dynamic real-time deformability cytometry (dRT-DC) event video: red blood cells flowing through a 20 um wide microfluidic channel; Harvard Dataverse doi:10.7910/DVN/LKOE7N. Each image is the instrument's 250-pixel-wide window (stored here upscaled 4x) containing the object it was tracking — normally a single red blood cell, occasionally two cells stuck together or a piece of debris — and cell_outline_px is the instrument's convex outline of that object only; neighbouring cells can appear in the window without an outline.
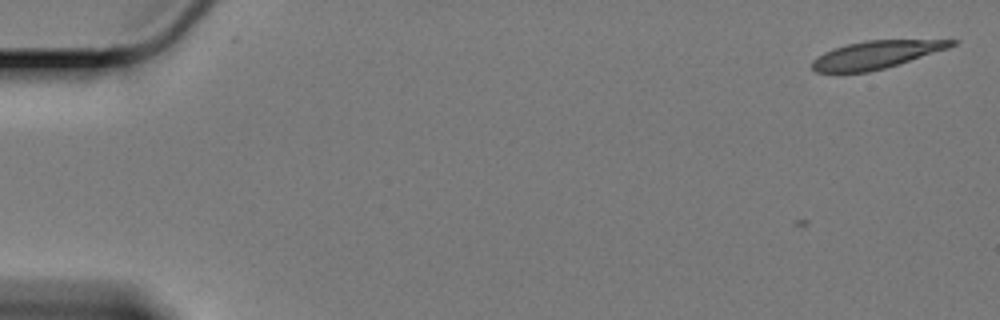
{"species": "Egyptian fruit bat (a non-hibernating species)", "species_latin": "Rousettus aegyptiacus", "temperature_condition": "cold", "stored_images_in_passage": 2, "camera_frame_rate_fps": 3000, "um_per_image_px": 0.085, "animal": {"sex": "female"}, "frame": {"image": 1, "passage_image": 2, "time_ms": 0.333, "image_size_px": [1000, 320], "cell_outline_px": [[960, 40], [956, 44], [948, 48], [884, 68], [868, 72], [816, 72], [812, 68], [812, 60], [816, 56], [832, 48], [864, 40]], "centroid_in_image_um": [74.41, 4.64], "position_along_channel_um": 10.6, "area_um2": 22.25}}